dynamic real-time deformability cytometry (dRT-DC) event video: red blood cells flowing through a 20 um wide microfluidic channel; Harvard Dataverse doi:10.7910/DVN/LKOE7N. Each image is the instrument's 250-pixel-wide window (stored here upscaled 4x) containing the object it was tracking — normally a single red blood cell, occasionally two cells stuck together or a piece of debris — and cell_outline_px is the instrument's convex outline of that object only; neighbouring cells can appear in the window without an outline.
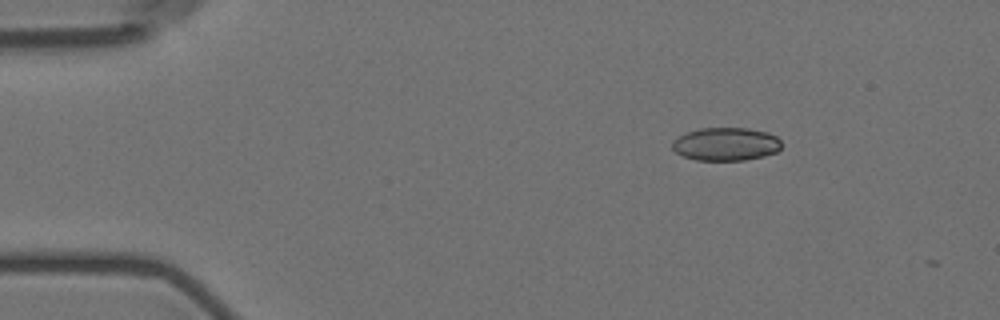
{"species": "Egyptian fruit bat (a non-hibernating species)", "species_latin": "Rousettus aegyptiacus", "temperature_condition": "room temperature", "stored_images_in_passage": 3, "camera_frame_rate_fps": 3000, "um_per_image_px": 0.085, "animal": {"sex": "female"}, "frame": {"image": 1, "passage_image": 2, "time_ms": 2.0, "image_size_px": [1000, 320], "cell_outline_px": [[780, 148], [776, 152], [764, 156], [744, 160], [696, 160], [684, 156], [676, 152], [672, 148], [672, 140], [688, 132], [700, 128], [748, 128], [768, 132], [776, 136], [780, 140]], "centroid_in_image_um": [61.7, 12.24], "position_along_channel_um": 23.3, "area_um2": 21.04}}